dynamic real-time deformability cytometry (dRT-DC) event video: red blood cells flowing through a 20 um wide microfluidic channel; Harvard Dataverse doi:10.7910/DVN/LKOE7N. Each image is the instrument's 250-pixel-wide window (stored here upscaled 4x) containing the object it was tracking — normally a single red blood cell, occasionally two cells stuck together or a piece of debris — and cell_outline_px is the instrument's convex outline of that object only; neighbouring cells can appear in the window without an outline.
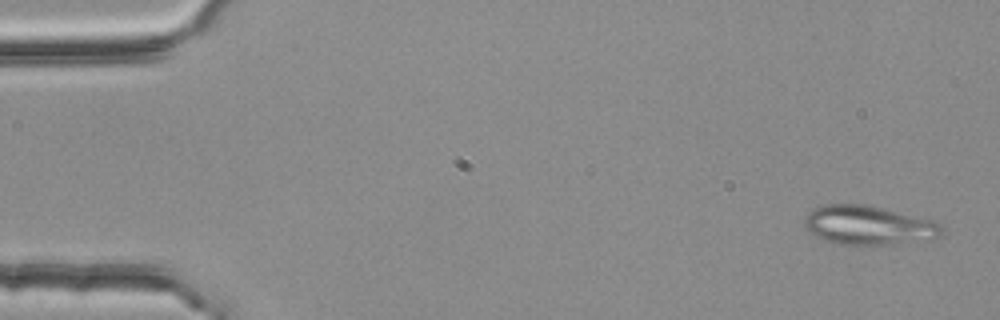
{"species": "common noctule bat (a hibernating species)", "species_latin": "Nyctalus noctula", "temperature_condition": "room temperature", "stored_images_in_passage": 5, "camera_frame_rate_fps": 3000, "um_per_image_px": 0.085, "animal": {"sex": "female", "body_mass_g": 25.1}, "frame": {"image": 1, "passage_image": 1, "time_ms": 0.0, "image_size_px": [1000, 320], "cell_outline_px": [[944, 228], [940, 236], [880, 244], [832, 244], [808, 232], [804, 228], [804, 216], [808, 212], [824, 204], [868, 204], [940, 220]], "centroid_in_image_um": [73.8, 19.1], "position_along_channel_um": 11.2, "area_um2": 31.44}}